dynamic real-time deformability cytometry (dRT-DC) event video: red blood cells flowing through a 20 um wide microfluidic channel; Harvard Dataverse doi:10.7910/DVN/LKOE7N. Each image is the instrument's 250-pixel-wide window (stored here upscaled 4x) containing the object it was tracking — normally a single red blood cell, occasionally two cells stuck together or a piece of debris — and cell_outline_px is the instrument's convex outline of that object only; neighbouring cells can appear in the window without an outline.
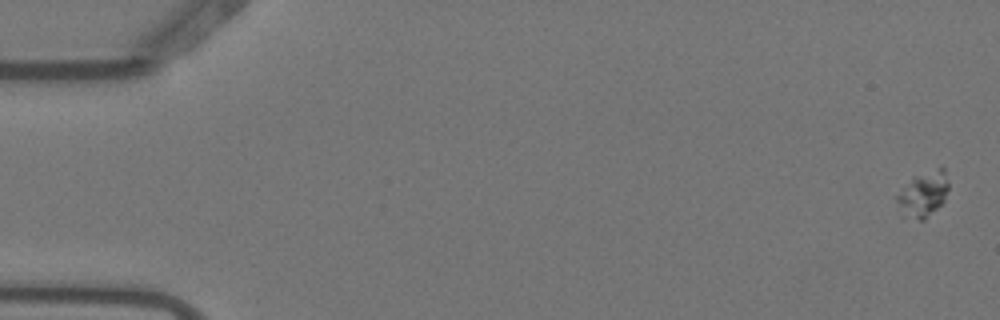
{"species": "Egyptian fruit bat (a non-hibernating species)", "species_latin": "Rousettus aegyptiacus", "temperature_condition": "warm", "stored_images_in_passage": 6, "camera_frame_rate_fps": 3000, "um_per_image_px": 0.085, "animal": {"sex": "female"}, "frame": {"image": 1, "passage_image": 1, "time_ms": 0.0, "image_size_px": [1000, 320], "cell_outline_px": [[948, 188], [944, 200], [924, 220], [920, 220], [900, 216], [896, 200], [896, 196], [912, 176], [940, 164], [944, 168], [948, 184]], "centroid_in_image_um": [78.45, 16.46], "position_along_channel_um": 6.6, "area_um2": 14.05}}
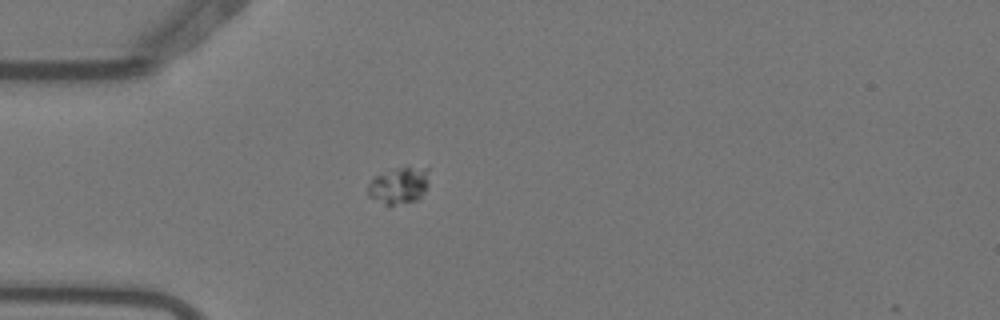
{"frame": {"image": 2, "passage_image": 5, "time_ms": 1.333, "image_size_px": [1000, 320], "cell_outline_px": [[428, 184], [424, 192], [416, 200], [392, 204], [388, 204], [368, 196], [368, 184], [376, 176], [396, 168], [428, 168]], "centroid_in_image_um": [33.92, 15.75], "position_along_channel_um": 51.1, "area_um2": 12.48}}